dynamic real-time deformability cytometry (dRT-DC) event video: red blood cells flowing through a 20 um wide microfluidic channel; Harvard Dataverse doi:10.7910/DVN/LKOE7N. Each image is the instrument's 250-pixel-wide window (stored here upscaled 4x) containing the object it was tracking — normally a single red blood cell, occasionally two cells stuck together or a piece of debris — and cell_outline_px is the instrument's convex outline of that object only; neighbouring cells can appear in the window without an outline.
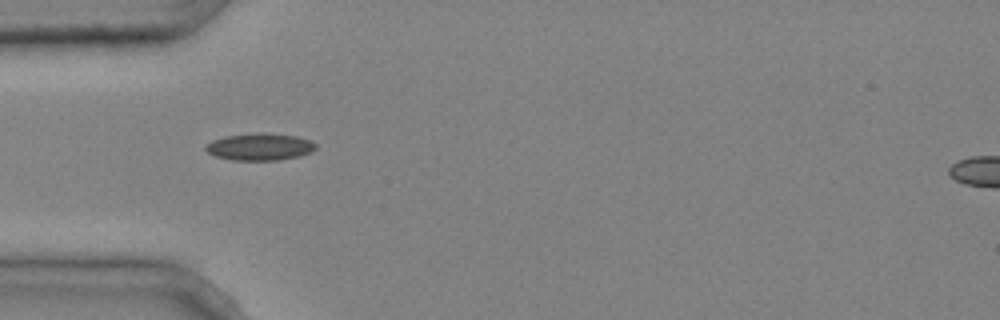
{"species": "common noctule bat (a hibernating species)", "species_latin": "Nyctalus noctula", "temperature_condition": "cold", "stored_images_in_passage": 6, "camera_frame_rate_fps": 3000, "um_per_image_px": 0.085, "animal": {"sex": "male", "body_mass_g": 20.4}, "frame": {"image": 1, "passage_image": 4, "time_ms": 1.0, "image_size_px": [1000, 320], "cell_outline_px": [[316, 148], [300, 156], [276, 160], [232, 160], [216, 156], [208, 152], [204, 148], [204, 144], [212, 140], [224, 136], [256, 132], [264, 132], [300, 136], [312, 140], [316, 144]], "centroid_in_image_um": [22.07, 12.45], "position_along_channel_um": 62.9, "area_um2": 17.63}}